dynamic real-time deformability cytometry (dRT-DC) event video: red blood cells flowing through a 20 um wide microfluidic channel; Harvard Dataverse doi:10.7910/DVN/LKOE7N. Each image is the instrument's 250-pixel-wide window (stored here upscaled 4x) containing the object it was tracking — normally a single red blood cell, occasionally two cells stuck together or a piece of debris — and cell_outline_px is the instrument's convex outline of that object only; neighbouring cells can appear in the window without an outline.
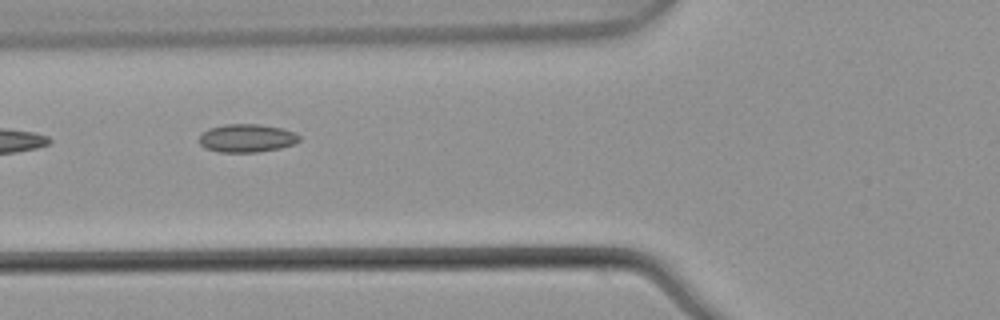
{"species": "common noctule bat (a hibernating species)", "species_latin": "Nyctalus noctula", "temperature_condition": "warm", "stored_images_in_passage": 3, "camera_frame_rate_fps": 3000, "um_per_image_px": 0.085, "animal": {"sex": "male", "body_mass_g": 21.5, "forearm_length_mm": 52.0}, "frame": {"image": 1, "passage_image": 2, "time_ms": 0.333, "image_size_px": [1000, 320], "cell_outline_px": [[300, 140], [292, 144], [280, 148], [256, 152], [220, 152], [204, 148], [200, 144], [200, 132], [208, 128], [224, 124], [260, 124], [280, 128], [296, 132], [300, 136]], "centroid_in_image_um": [20.95, 11.73], "position_along_channel_um": 104.9, "area_um2": 16.53}}
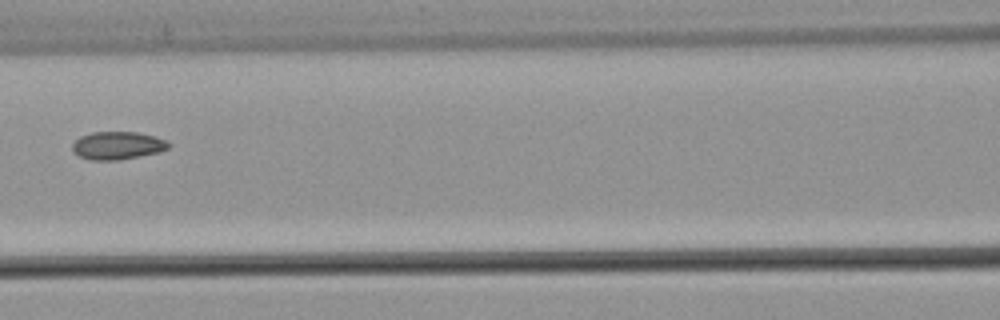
{"frame": {"image": 2, "passage_image": 3, "time_ms": 0.667, "image_size_px": [1000, 320], "cell_outline_px": [[172, 144], [168, 148], [160, 152], [120, 160], [88, 160], [72, 152], [72, 144], [80, 136], [92, 132], [136, 132], [168, 140]], "centroid_in_image_um": [9.99, 12.37], "position_along_channel_um": 156.6, "area_um2": 15.78}}